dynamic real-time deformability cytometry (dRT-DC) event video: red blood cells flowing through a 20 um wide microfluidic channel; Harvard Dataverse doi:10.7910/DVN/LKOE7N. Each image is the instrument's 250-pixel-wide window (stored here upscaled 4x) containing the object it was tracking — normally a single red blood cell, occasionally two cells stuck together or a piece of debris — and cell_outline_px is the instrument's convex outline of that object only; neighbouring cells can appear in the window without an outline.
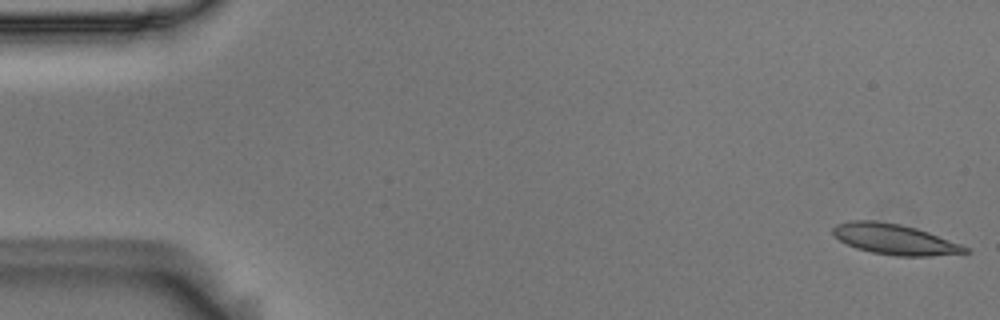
{"species": "Egyptian fruit bat (a non-hibernating species)", "species_latin": "Rousettus aegyptiacus", "temperature_condition": "room temperature", "stored_images_in_passage": 55, "camera_frame_rate_fps": 3000, "um_per_image_px": 0.085, "animal": {"sex": "male"}, "frame": {"image": 1, "passage_image": 1, "time_ms": 0.0, "image_size_px": [1000, 320], "cell_outline_px": [[972, 252], [932, 256], [896, 256], [872, 252], [856, 248], [840, 240], [832, 232], [832, 228], [836, 224], [848, 220], [876, 220], [900, 224], [916, 228], [928, 232], [960, 244], [968, 248]], "centroid_in_image_um": [76.03, 20.33], "position_along_channel_um": 9.0, "area_um2": 23.47}}
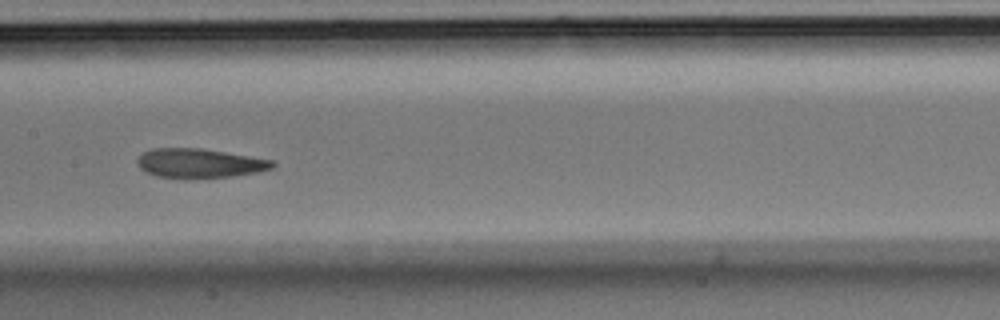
{"frame": {"image": 2, "passage_image": 27, "time_ms": 8.667, "image_size_px": [1000, 320], "cell_outline_px": [[276, 164], [272, 168], [260, 172], [232, 176], [184, 180], [156, 176], [140, 168], [136, 164], [136, 160], [144, 152], [152, 148], [200, 148], [272, 160]], "centroid_in_image_um": [16.93, 13.9], "position_along_channel_um": 190.5, "area_um2": 23.35}}
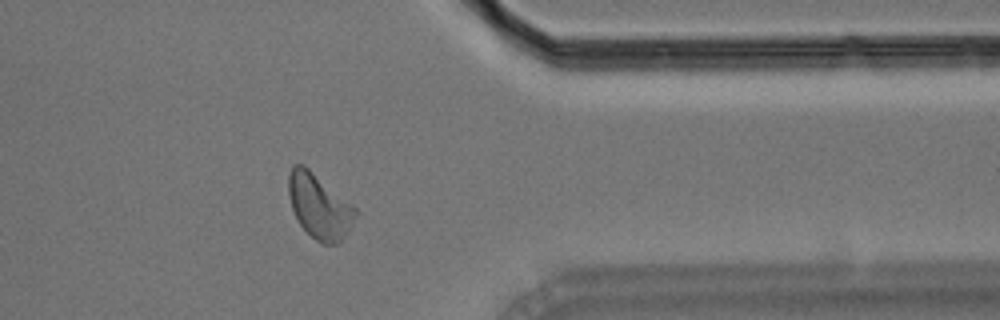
{"frame": {"image": 3, "passage_image": 44, "time_ms": 14.333, "image_size_px": [1000, 320], "cell_outline_px": [[356, 216], [344, 236], [336, 244], [324, 244], [316, 240], [300, 224], [292, 208], [288, 192], [288, 172], [292, 164], [304, 164], [356, 208]], "centroid_in_image_um": [27.1, 17.49], "position_along_channel_um": 384.3, "area_um2": 24.74}, "authors_computed_cell_mechanics": {"area_um2": 23.5824, "velocity_mm_per_s": 3.6438, "shape_relaxation_time_tau1_ms": 4.2849, "shape_relaxation_time_tau2_ms": 2.2138, "deformation_change_tau1": 0.1542, "deformation_change_tau2": 0.1037}}